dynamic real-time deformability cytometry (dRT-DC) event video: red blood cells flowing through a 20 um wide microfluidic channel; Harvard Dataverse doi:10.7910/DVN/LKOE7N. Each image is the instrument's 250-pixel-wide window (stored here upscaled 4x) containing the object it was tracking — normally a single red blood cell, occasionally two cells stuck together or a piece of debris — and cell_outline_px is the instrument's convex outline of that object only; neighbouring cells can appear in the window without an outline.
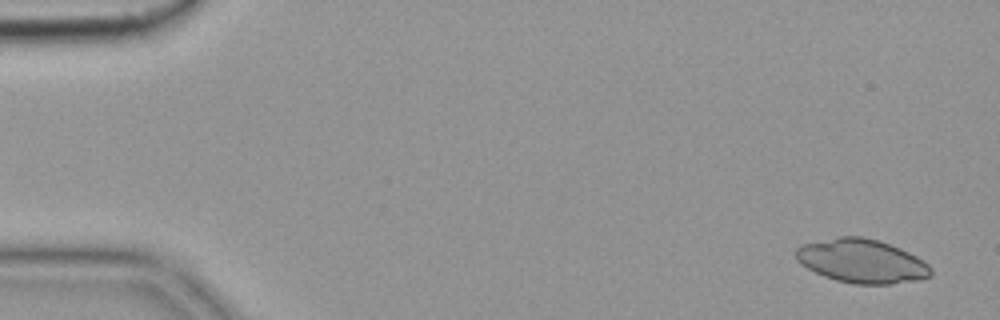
{"species": "common noctule bat (a hibernating species)", "species_latin": "Nyctalus noctula", "temperature_condition": "cold", "stored_images_in_passage": 56, "camera_frame_rate_fps": 3000, "um_per_image_px": 0.085, "animal": {"sex": "female", "body_mass_g": 19.9}, "frame": {"image": 1, "passage_image": 3, "time_ms": 0.667, "image_size_px": [1000, 320], "cell_outline_px": [[932, 276], [920, 280], [892, 284], [852, 284], [836, 280], [824, 276], [800, 264], [796, 260], [796, 248], [804, 244], [840, 236], [860, 236], [880, 240], [900, 248], [916, 256], [928, 264], [932, 268]], "centroid_in_image_um": [73.28, 22.2], "position_along_channel_um": 11.7, "area_um2": 34.56}}